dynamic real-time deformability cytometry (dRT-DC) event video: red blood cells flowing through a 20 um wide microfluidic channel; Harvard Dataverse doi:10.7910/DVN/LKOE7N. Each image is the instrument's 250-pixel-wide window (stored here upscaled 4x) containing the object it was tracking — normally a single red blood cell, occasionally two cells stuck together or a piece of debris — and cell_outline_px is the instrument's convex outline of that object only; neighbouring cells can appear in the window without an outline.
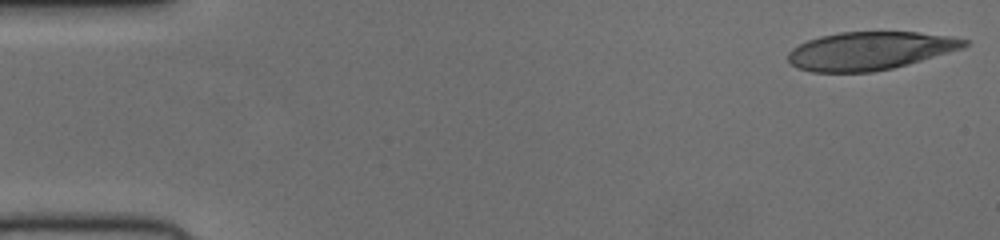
{"species": "human", "species_latin": "Homo sapiens", "temperature_condition": "cold", "stored_images_in_passage": 50, "camera_frame_rate_fps": 3000, "um_per_image_px": 0.085, "donor": {"sex": "female"}, "frame": {"image": 1, "passage_image": 1, "time_ms": 0.0, "image_size_px": [1000, 240], "cell_outline_px": [[968, 44], [960, 48], [920, 60], [892, 68], [872, 72], [812, 72], [800, 68], [792, 64], [788, 60], [788, 52], [792, 48], [808, 40], [820, 36], [840, 32], [916, 32], [952, 36], [968, 40]], "centroid_in_image_um": [73.9, 4.31], "position_along_channel_um": 11.1, "area_um2": 38.67}}
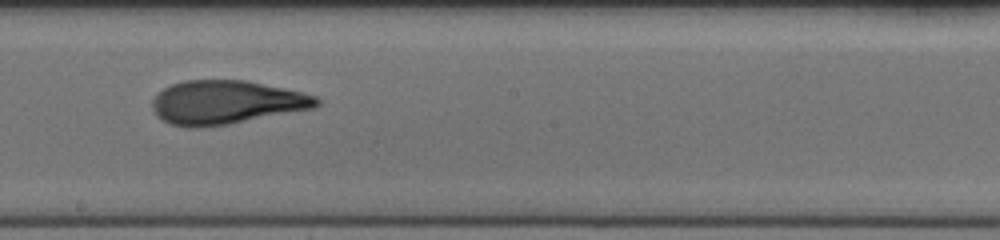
{"frame": {"image": 2, "passage_image": 28, "time_ms": 9.0, "image_size_px": [1000, 240], "cell_outline_px": [[320, 104], [316, 108], [228, 124], [196, 128], [188, 128], [172, 124], [164, 120], [152, 108], [152, 100], [164, 88], [172, 84], [184, 80], [248, 80], [300, 92], [316, 96], [320, 100]], "centroid_in_image_um": [19.25, 8.7], "position_along_channel_um": 228.9, "area_um2": 41.62}}
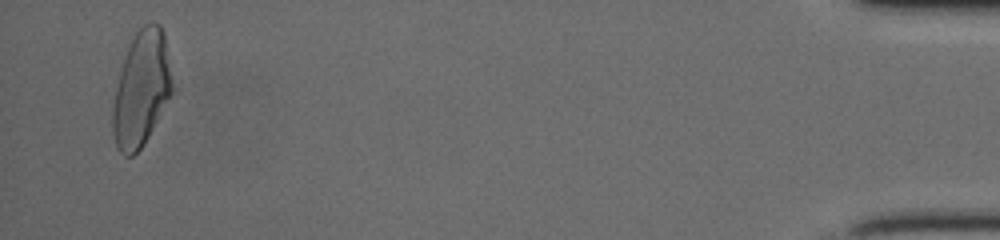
{"frame": {"image": 3, "passage_image": 49, "time_ms": 16.0, "image_size_px": [1000, 240], "cell_outline_px": [[172, 92], [144, 144], [132, 156], [124, 156], [116, 148], [112, 132], [112, 104], [120, 72], [128, 48], [136, 32], [144, 24], [152, 20], [160, 24], [164, 32], [172, 88]], "centroid_in_image_um": [11.99, 7.57], "position_along_channel_um": 423.2, "area_um2": 39.42}}